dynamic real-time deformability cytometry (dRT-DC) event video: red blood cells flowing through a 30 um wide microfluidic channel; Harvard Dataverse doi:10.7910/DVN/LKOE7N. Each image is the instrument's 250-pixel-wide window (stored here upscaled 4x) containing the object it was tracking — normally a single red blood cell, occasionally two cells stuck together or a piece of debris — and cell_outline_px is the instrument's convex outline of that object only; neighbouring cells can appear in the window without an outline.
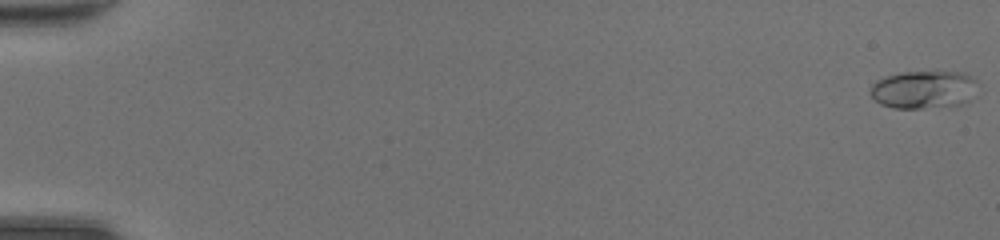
{"species": "common noctule bat (a hibernating species)", "species_latin": "Nyctalus noctula", "temperature_condition": "room temperature", "stored_images_in_passage": 48, "camera_frame_rate_fps": 3000, "um_per_image_px": 0.085, "animal": {"sex": "female", "body_mass_g": 20.0, "forearm_length_mm": 54.0}, "frame": {"image": 1, "passage_image": 1, "time_ms": 0.0, "image_size_px": [1000, 240], "cell_outline_px": [[980, 84], [976, 96], [964, 104], [948, 108], [892, 108], [880, 104], [868, 92], [872, 84], [876, 80], [884, 76], [900, 72], [964, 72], [972, 76]], "centroid_in_image_um": [78.59, 7.63], "position_along_channel_um": 6.4, "area_um2": 24.74}}
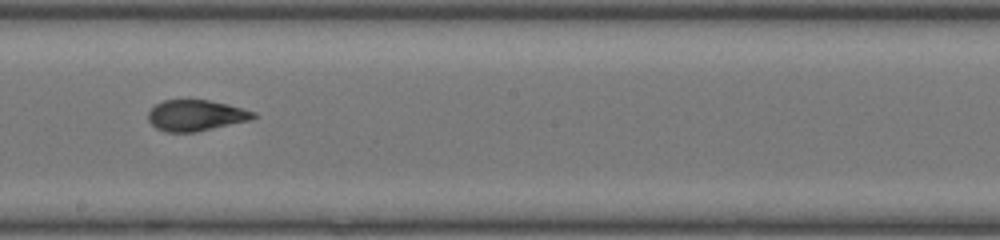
{"frame": {"image": 2, "passage_image": 29, "time_ms": 9.333, "image_size_px": [1000, 240], "cell_outline_px": [[260, 116], [252, 120], [196, 132], [164, 132], [156, 128], [148, 120], [148, 112], [156, 104], [164, 100], [208, 100], [228, 104], [256, 112]], "centroid_in_image_um": [16.69, 9.82], "position_along_channel_um": 231.5, "area_um2": 19.19}}
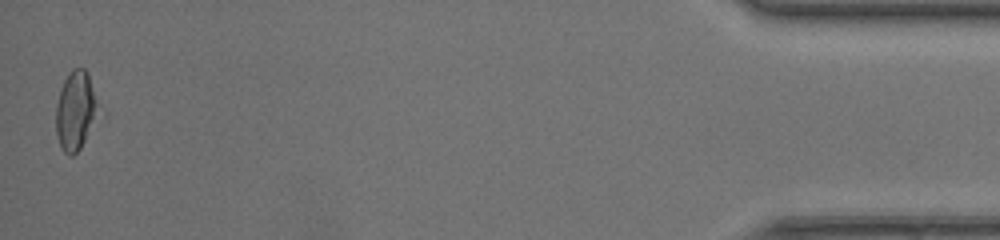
{"frame": {"image": 3, "passage_image": 48, "time_ms": 15.667, "image_size_px": [1000, 240], "cell_outline_px": [[100, 112], [80, 148], [72, 156], [68, 156], [60, 148], [56, 132], [56, 104], [60, 88], [64, 80], [72, 68], [84, 68], [88, 72], [100, 108]], "centroid_in_image_um": [6.43, 9.4], "position_along_channel_um": 428.8, "area_um2": 19.71}, "authors_computed_cell_mechanics": {"area_um2": 19.6809, "velocity_mm_per_s": 4.4563, "shape_relaxation_time_tau1_ms": 6.2499, "shape_relaxation_time_tau2_ms": 1.3518, "deformation_change_tau1": 0.2235, "deformation_change_tau2": 0.0765}}